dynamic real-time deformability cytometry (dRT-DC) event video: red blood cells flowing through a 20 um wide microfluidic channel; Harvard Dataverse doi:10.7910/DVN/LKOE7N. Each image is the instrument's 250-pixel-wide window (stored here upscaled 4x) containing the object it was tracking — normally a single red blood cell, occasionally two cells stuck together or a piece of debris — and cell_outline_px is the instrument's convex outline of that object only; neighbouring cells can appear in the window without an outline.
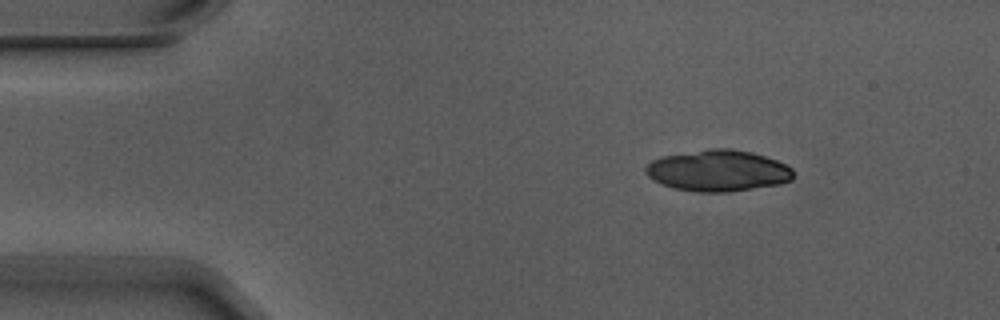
{"species": "Egyptian fruit bat (a non-hibernating species)", "species_latin": "Rousettus aegyptiacus", "temperature_condition": "warm", "stored_images_in_passage": 4, "camera_frame_rate_fps": 3000, "um_per_image_px": 0.085, "animal": {"sex": "male"}, "frame": {"image": 1, "passage_image": 2, "time_ms": 0.333, "image_size_px": [1000, 320], "cell_outline_px": [[792, 180], [780, 184], [728, 192], [696, 192], [676, 188], [652, 180], [644, 172], [644, 168], [652, 160], [664, 156], [708, 148], [732, 148], [752, 152], [776, 160], [792, 168]], "centroid_in_image_um": [61.02, 14.5], "position_along_channel_um": 24.0, "area_um2": 35.49}}